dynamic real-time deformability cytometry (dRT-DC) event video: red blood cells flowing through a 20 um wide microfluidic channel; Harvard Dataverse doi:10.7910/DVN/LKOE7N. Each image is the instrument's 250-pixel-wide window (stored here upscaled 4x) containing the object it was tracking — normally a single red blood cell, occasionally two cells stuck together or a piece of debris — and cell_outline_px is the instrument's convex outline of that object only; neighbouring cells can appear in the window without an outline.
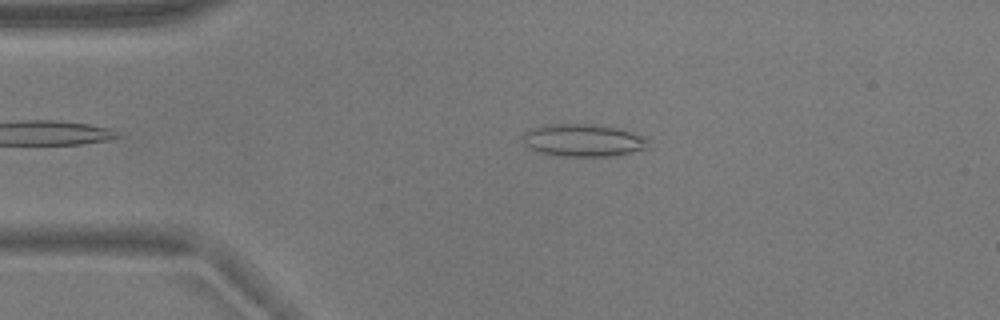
{"species": "common noctule bat (a hibernating species)", "species_latin": "Nyctalus noctula", "temperature_condition": "warm", "stored_images_in_passage": 45, "camera_frame_rate_fps": 3000, "um_per_image_px": 0.085, "animal": {"sex": "male", "body_mass_g": 17.9}, "frame": {"image": 1, "passage_image": 8, "time_ms": 2.333, "image_size_px": [1000, 320], "cell_outline_px": [[648, 148], [612, 156], [560, 156], [540, 152], [524, 144], [524, 132], [532, 128], [544, 124], [600, 124], [616, 128], [640, 136], [648, 140]], "centroid_in_image_um": [49.54, 11.92], "position_along_channel_um": 35.5, "area_um2": 23.47}}
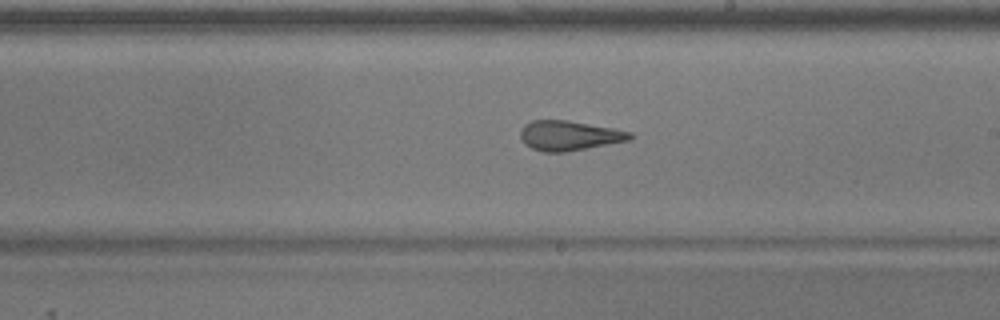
{"frame": {"image": 2, "passage_image": 27, "time_ms": 8.667, "image_size_px": [1000, 320], "cell_outline_px": [[636, 136], [628, 140], [564, 152], [544, 152], [532, 148], [524, 144], [520, 136], [520, 128], [524, 124], [532, 120], [568, 120], [612, 128], [632, 132]], "centroid_in_image_um": [48.34, 11.51], "position_along_channel_um": 240.7, "area_um2": 18.96}}
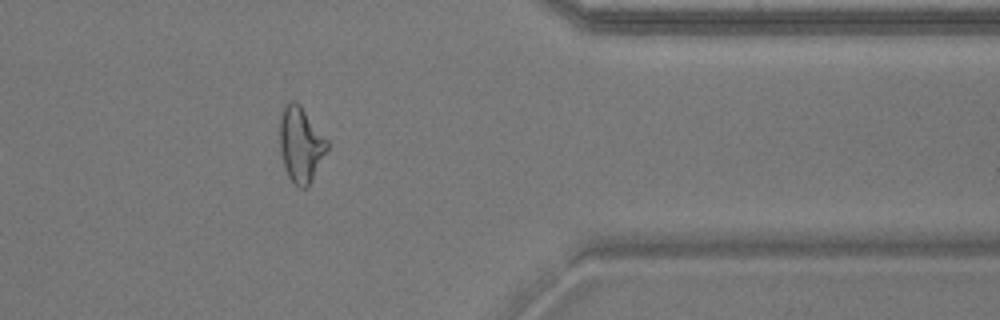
{"frame": {"image": 3, "passage_image": 40, "time_ms": 13.0, "image_size_px": [1000, 320], "cell_outline_px": [[328, 148], [308, 188], [300, 188], [288, 176], [284, 168], [280, 152], [280, 112], [284, 104], [292, 100], [296, 100], [300, 104], [328, 140]], "centroid_in_image_um": [25.55, 12.25], "position_along_channel_um": 385.8, "area_um2": 20.98}, "authors_computed_cell_mechanics": {"area_um2": 20.2878, "velocity_mm_per_s": 3.7543, "shape_relaxation_time_tau1_ms": 7.9188, "shape_relaxation_time_tau2_ms": 1.9464, "deformation_change_tau1": 0.2246, "deformation_change_tau2": 0.1339}}